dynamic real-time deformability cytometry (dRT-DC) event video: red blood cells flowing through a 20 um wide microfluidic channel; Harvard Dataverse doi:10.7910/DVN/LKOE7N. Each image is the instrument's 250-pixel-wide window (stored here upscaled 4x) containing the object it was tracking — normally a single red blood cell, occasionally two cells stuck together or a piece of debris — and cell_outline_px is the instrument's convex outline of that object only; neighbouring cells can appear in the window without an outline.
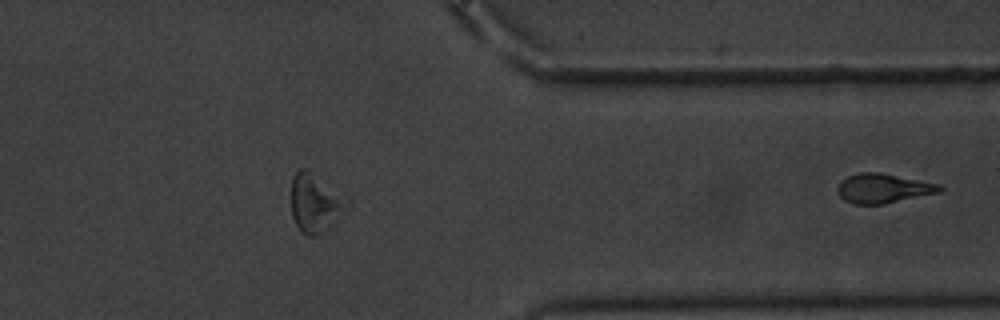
{"species": "common noctule bat (a hibernating species)", "species_latin": "Nyctalus noctula", "temperature_condition": "warm", "stored_images_in_passage": 40, "segment_of_instrument_passage": [2, 2], "camera_frame_rate_fps": 3000, "um_per_image_px": 0.085, "animal": {"sex": "male", "body_mass_g": 20.1, "forearm_length_mm": 53.5}, "frame": {"image": 1, "passage_image": 40, "time_ms": 13.0, "image_size_px": [1000, 320], "cell_outline_px": [[944, 188], [940, 192], [884, 204], [852, 204], [844, 200], [840, 196], [836, 188], [840, 180], [848, 176], [860, 172], [880, 172], [940, 184]], "centroid_in_image_um": [75.05, 16.0], "position_along_channel_um": 336.3, "area_um2": 17.63}}